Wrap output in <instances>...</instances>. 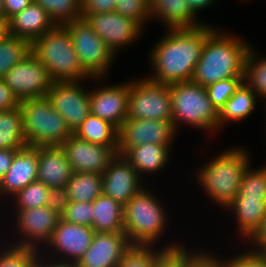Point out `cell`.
Wrapping results in <instances>:
<instances>
[{"mask_svg":"<svg viewBox=\"0 0 266 267\" xmlns=\"http://www.w3.org/2000/svg\"><path fill=\"white\" fill-rule=\"evenodd\" d=\"M215 29L205 23L192 28H168L150 50L153 73L147 78L168 85L192 81L205 41Z\"/></svg>","mask_w":266,"mask_h":267,"instance_id":"cell-1","label":"cell"},{"mask_svg":"<svg viewBox=\"0 0 266 267\" xmlns=\"http://www.w3.org/2000/svg\"><path fill=\"white\" fill-rule=\"evenodd\" d=\"M216 28L206 39L192 81L202 87L227 78L244 77L252 44Z\"/></svg>","mask_w":266,"mask_h":267,"instance_id":"cell-2","label":"cell"},{"mask_svg":"<svg viewBox=\"0 0 266 267\" xmlns=\"http://www.w3.org/2000/svg\"><path fill=\"white\" fill-rule=\"evenodd\" d=\"M246 147H232L220 152L198 168L196 180L207 196L226 209L236 198L240 183L247 167L252 164ZM198 172V173H197ZM224 207V208H222Z\"/></svg>","mask_w":266,"mask_h":267,"instance_id":"cell-3","label":"cell"},{"mask_svg":"<svg viewBox=\"0 0 266 267\" xmlns=\"http://www.w3.org/2000/svg\"><path fill=\"white\" fill-rule=\"evenodd\" d=\"M31 52L47 68L53 82L93 80L82 68L72 38L64 25H56L31 43Z\"/></svg>","mask_w":266,"mask_h":267,"instance_id":"cell-4","label":"cell"},{"mask_svg":"<svg viewBox=\"0 0 266 267\" xmlns=\"http://www.w3.org/2000/svg\"><path fill=\"white\" fill-rule=\"evenodd\" d=\"M147 188L145 186L124 205V233L131 244L156 246L170 222H167L165 205Z\"/></svg>","mask_w":266,"mask_h":267,"instance_id":"cell-5","label":"cell"},{"mask_svg":"<svg viewBox=\"0 0 266 267\" xmlns=\"http://www.w3.org/2000/svg\"><path fill=\"white\" fill-rule=\"evenodd\" d=\"M169 88L172 122L176 131L182 124L210 134L219 131L218 111L209 100L205 87L186 81L172 83Z\"/></svg>","mask_w":266,"mask_h":267,"instance_id":"cell-6","label":"cell"},{"mask_svg":"<svg viewBox=\"0 0 266 267\" xmlns=\"http://www.w3.org/2000/svg\"><path fill=\"white\" fill-rule=\"evenodd\" d=\"M27 146H60L73 132L45 97L20 101Z\"/></svg>","mask_w":266,"mask_h":267,"instance_id":"cell-7","label":"cell"},{"mask_svg":"<svg viewBox=\"0 0 266 267\" xmlns=\"http://www.w3.org/2000/svg\"><path fill=\"white\" fill-rule=\"evenodd\" d=\"M68 29L73 47L83 70L91 78H105L115 63L116 55L92 30L85 18L64 24Z\"/></svg>","mask_w":266,"mask_h":267,"instance_id":"cell-8","label":"cell"},{"mask_svg":"<svg viewBox=\"0 0 266 267\" xmlns=\"http://www.w3.org/2000/svg\"><path fill=\"white\" fill-rule=\"evenodd\" d=\"M139 79L129 81L127 118L172 121L169 85Z\"/></svg>","mask_w":266,"mask_h":267,"instance_id":"cell-9","label":"cell"},{"mask_svg":"<svg viewBox=\"0 0 266 267\" xmlns=\"http://www.w3.org/2000/svg\"><path fill=\"white\" fill-rule=\"evenodd\" d=\"M13 211L16 218V220L12 219L16 224V227H13L17 233H15V236L13 235V239L7 238V241L10 240L9 243L13 245L32 247L41 252L43 247L51 240L54 229L61 218L59 204L44 205L31 209H15L11 213Z\"/></svg>","mask_w":266,"mask_h":267,"instance_id":"cell-10","label":"cell"},{"mask_svg":"<svg viewBox=\"0 0 266 267\" xmlns=\"http://www.w3.org/2000/svg\"><path fill=\"white\" fill-rule=\"evenodd\" d=\"M95 233L92 227L66 222L60 218L51 240L40 254L57 261L77 263L90 247Z\"/></svg>","mask_w":266,"mask_h":267,"instance_id":"cell-11","label":"cell"},{"mask_svg":"<svg viewBox=\"0 0 266 267\" xmlns=\"http://www.w3.org/2000/svg\"><path fill=\"white\" fill-rule=\"evenodd\" d=\"M2 79L19 101L45 97L53 83L47 68L32 52L10 69Z\"/></svg>","mask_w":266,"mask_h":267,"instance_id":"cell-12","label":"cell"},{"mask_svg":"<svg viewBox=\"0 0 266 267\" xmlns=\"http://www.w3.org/2000/svg\"><path fill=\"white\" fill-rule=\"evenodd\" d=\"M84 81L53 82L46 95L73 133L91 113L90 89Z\"/></svg>","mask_w":266,"mask_h":267,"instance_id":"cell-13","label":"cell"},{"mask_svg":"<svg viewBox=\"0 0 266 267\" xmlns=\"http://www.w3.org/2000/svg\"><path fill=\"white\" fill-rule=\"evenodd\" d=\"M172 121L151 119H125L118 129L117 154L141 144H162L169 149L177 136Z\"/></svg>","mask_w":266,"mask_h":267,"instance_id":"cell-14","label":"cell"},{"mask_svg":"<svg viewBox=\"0 0 266 267\" xmlns=\"http://www.w3.org/2000/svg\"><path fill=\"white\" fill-rule=\"evenodd\" d=\"M83 18L116 56L117 51L136 43L143 35L144 27L117 12L86 14Z\"/></svg>","mask_w":266,"mask_h":267,"instance_id":"cell-15","label":"cell"},{"mask_svg":"<svg viewBox=\"0 0 266 267\" xmlns=\"http://www.w3.org/2000/svg\"><path fill=\"white\" fill-rule=\"evenodd\" d=\"M73 172L102 173L117 155L118 147H107L70 136L61 145Z\"/></svg>","mask_w":266,"mask_h":267,"instance_id":"cell-16","label":"cell"},{"mask_svg":"<svg viewBox=\"0 0 266 267\" xmlns=\"http://www.w3.org/2000/svg\"><path fill=\"white\" fill-rule=\"evenodd\" d=\"M142 180L144 179L123 155L117 154L102 173L103 194L124 206L144 188L145 183Z\"/></svg>","mask_w":266,"mask_h":267,"instance_id":"cell-17","label":"cell"},{"mask_svg":"<svg viewBox=\"0 0 266 267\" xmlns=\"http://www.w3.org/2000/svg\"><path fill=\"white\" fill-rule=\"evenodd\" d=\"M92 90V91H91ZM90 90L91 114L110 122L119 129L127 119L129 80L116 85L95 86Z\"/></svg>","mask_w":266,"mask_h":267,"instance_id":"cell-18","label":"cell"},{"mask_svg":"<svg viewBox=\"0 0 266 267\" xmlns=\"http://www.w3.org/2000/svg\"><path fill=\"white\" fill-rule=\"evenodd\" d=\"M130 245L125 233L96 232L78 267H117Z\"/></svg>","mask_w":266,"mask_h":267,"instance_id":"cell-19","label":"cell"},{"mask_svg":"<svg viewBox=\"0 0 266 267\" xmlns=\"http://www.w3.org/2000/svg\"><path fill=\"white\" fill-rule=\"evenodd\" d=\"M37 171L38 147L26 146L19 149L8 172L0 179V197L5 196L4 198L11 200L21 189L37 180Z\"/></svg>","mask_w":266,"mask_h":267,"instance_id":"cell-20","label":"cell"},{"mask_svg":"<svg viewBox=\"0 0 266 267\" xmlns=\"http://www.w3.org/2000/svg\"><path fill=\"white\" fill-rule=\"evenodd\" d=\"M37 180L58 195L71 179L73 170L61 146L38 147Z\"/></svg>","mask_w":266,"mask_h":267,"instance_id":"cell-21","label":"cell"},{"mask_svg":"<svg viewBox=\"0 0 266 267\" xmlns=\"http://www.w3.org/2000/svg\"><path fill=\"white\" fill-rule=\"evenodd\" d=\"M8 25L9 34L23 38L30 43L56 26L48 13L34 1L11 17Z\"/></svg>","mask_w":266,"mask_h":267,"instance_id":"cell-22","label":"cell"},{"mask_svg":"<svg viewBox=\"0 0 266 267\" xmlns=\"http://www.w3.org/2000/svg\"><path fill=\"white\" fill-rule=\"evenodd\" d=\"M151 20L158 19L166 28H192L204 22L199 21L189 7L187 0H149Z\"/></svg>","mask_w":266,"mask_h":267,"instance_id":"cell-23","label":"cell"},{"mask_svg":"<svg viewBox=\"0 0 266 267\" xmlns=\"http://www.w3.org/2000/svg\"><path fill=\"white\" fill-rule=\"evenodd\" d=\"M226 210L235 215L234 219L238 225L236 229L238 228V236H241L240 240L249 242L261 228L263 218L266 216V201L252 198H235Z\"/></svg>","mask_w":266,"mask_h":267,"instance_id":"cell-24","label":"cell"},{"mask_svg":"<svg viewBox=\"0 0 266 267\" xmlns=\"http://www.w3.org/2000/svg\"><path fill=\"white\" fill-rule=\"evenodd\" d=\"M171 149L162 144H141L128 149L123 157L134 167L138 175L154 174L169 164Z\"/></svg>","mask_w":266,"mask_h":267,"instance_id":"cell-25","label":"cell"},{"mask_svg":"<svg viewBox=\"0 0 266 267\" xmlns=\"http://www.w3.org/2000/svg\"><path fill=\"white\" fill-rule=\"evenodd\" d=\"M102 194V175L73 172L71 179L59 194V201L93 202Z\"/></svg>","mask_w":266,"mask_h":267,"instance_id":"cell-26","label":"cell"},{"mask_svg":"<svg viewBox=\"0 0 266 267\" xmlns=\"http://www.w3.org/2000/svg\"><path fill=\"white\" fill-rule=\"evenodd\" d=\"M258 100V96L243 82L218 112L219 132L228 123L250 117Z\"/></svg>","mask_w":266,"mask_h":267,"instance_id":"cell-27","label":"cell"},{"mask_svg":"<svg viewBox=\"0 0 266 267\" xmlns=\"http://www.w3.org/2000/svg\"><path fill=\"white\" fill-rule=\"evenodd\" d=\"M92 203L94 213L92 228L95 232L124 233V206L121 203L104 194Z\"/></svg>","mask_w":266,"mask_h":267,"instance_id":"cell-28","label":"cell"},{"mask_svg":"<svg viewBox=\"0 0 266 267\" xmlns=\"http://www.w3.org/2000/svg\"><path fill=\"white\" fill-rule=\"evenodd\" d=\"M73 135L93 144L118 147V129L110 122L91 113L75 130Z\"/></svg>","mask_w":266,"mask_h":267,"instance_id":"cell-29","label":"cell"},{"mask_svg":"<svg viewBox=\"0 0 266 267\" xmlns=\"http://www.w3.org/2000/svg\"><path fill=\"white\" fill-rule=\"evenodd\" d=\"M26 146L20 107L0 110V149H23Z\"/></svg>","mask_w":266,"mask_h":267,"instance_id":"cell-30","label":"cell"},{"mask_svg":"<svg viewBox=\"0 0 266 267\" xmlns=\"http://www.w3.org/2000/svg\"><path fill=\"white\" fill-rule=\"evenodd\" d=\"M169 244L167 242V245H164L160 250L159 247L156 249L154 245L131 244L117 263V267H157L159 257L167 249H178L184 245L177 241L174 242V240Z\"/></svg>","mask_w":266,"mask_h":267,"instance_id":"cell-31","label":"cell"},{"mask_svg":"<svg viewBox=\"0 0 266 267\" xmlns=\"http://www.w3.org/2000/svg\"><path fill=\"white\" fill-rule=\"evenodd\" d=\"M14 209H31L44 205L59 204V195L39 180L29 183L10 200ZM14 202V204L12 203Z\"/></svg>","mask_w":266,"mask_h":267,"instance_id":"cell-32","label":"cell"},{"mask_svg":"<svg viewBox=\"0 0 266 267\" xmlns=\"http://www.w3.org/2000/svg\"><path fill=\"white\" fill-rule=\"evenodd\" d=\"M31 52V43L8 34L0 40V78Z\"/></svg>","mask_w":266,"mask_h":267,"instance_id":"cell-33","label":"cell"},{"mask_svg":"<svg viewBox=\"0 0 266 267\" xmlns=\"http://www.w3.org/2000/svg\"><path fill=\"white\" fill-rule=\"evenodd\" d=\"M251 46L247 54L244 83L258 96L266 100V57H258L256 49Z\"/></svg>","mask_w":266,"mask_h":267,"instance_id":"cell-34","label":"cell"},{"mask_svg":"<svg viewBox=\"0 0 266 267\" xmlns=\"http://www.w3.org/2000/svg\"><path fill=\"white\" fill-rule=\"evenodd\" d=\"M40 5L56 25H64L82 16L81 0H33Z\"/></svg>","mask_w":266,"mask_h":267,"instance_id":"cell-35","label":"cell"},{"mask_svg":"<svg viewBox=\"0 0 266 267\" xmlns=\"http://www.w3.org/2000/svg\"><path fill=\"white\" fill-rule=\"evenodd\" d=\"M250 164L245 170L236 198H252L266 201V165L253 169Z\"/></svg>","mask_w":266,"mask_h":267,"instance_id":"cell-36","label":"cell"},{"mask_svg":"<svg viewBox=\"0 0 266 267\" xmlns=\"http://www.w3.org/2000/svg\"><path fill=\"white\" fill-rule=\"evenodd\" d=\"M39 254L38 249L13 245L5 241L0 248V267H29L39 257Z\"/></svg>","mask_w":266,"mask_h":267,"instance_id":"cell-37","label":"cell"},{"mask_svg":"<svg viewBox=\"0 0 266 267\" xmlns=\"http://www.w3.org/2000/svg\"><path fill=\"white\" fill-rule=\"evenodd\" d=\"M61 219L92 227L94 213L92 202L59 201Z\"/></svg>","mask_w":266,"mask_h":267,"instance_id":"cell-38","label":"cell"},{"mask_svg":"<svg viewBox=\"0 0 266 267\" xmlns=\"http://www.w3.org/2000/svg\"><path fill=\"white\" fill-rule=\"evenodd\" d=\"M243 82L244 77L227 78L206 87L209 100L218 112Z\"/></svg>","mask_w":266,"mask_h":267,"instance_id":"cell-39","label":"cell"},{"mask_svg":"<svg viewBox=\"0 0 266 267\" xmlns=\"http://www.w3.org/2000/svg\"><path fill=\"white\" fill-rule=\"evenodd\" d=\"M115 12L137 21L142 27L151 21L149 0H116Z\"/></svg>","mask_w":266,"mask_h":267,"instance_id":"cell-40","label":"cell"},{"mask_svg":"<svg viewBox=\"0 0 266 267\" xmlns=\"http://www.w3.org/2000/svg\"><path fill=\"white\" fill-rule=\"evenodd\" d=\"M218 258L222 267H266V254L251 248L231 258L221 257L220 254Z\"/></svg>","mask_w":266,"mask_h":267,"instance_id":"cell-41","label":"cell"},{"mask_svg":"<svg viewBox=\"0 0 266 267\" xmlns=\"http://www.w3.org/2000/svg\"><path fill=\"white\" fill-rule=\"evenodd\" d=\"M186 244L181 248L166 250L158 259L157 267H185V265L199 252L187 250ZM197 251V252H196Z\"/></svg>","mask_w":266,"mask_h":267,"instance_id":"cell-42","label":"cell"},{"mask_svg":"<svg viewBox=\"0 0 266 267\" xmlns=\"http://www.w3.org/2000/svg\"><path fill=\"white\" fill-rule=\"evenodd\" d=\"M82 16L86 14L115 12L116 0H81Z\"/></svg>","mask_w":266,"mask_h":267,"instance_id":"cell-43","label":"cell"},{"mask_svg":"<svg viewBox=\"0 0 266 267\" xmlns=\"http://www.w3.org/2000/svg\"><path fill=\"white\" fill-rule=\"evenodd\" d=\"M185 267H222L218 255L200 250Z\"/></svg>","mask_w":266,"mask_h":267,"instance_id":"cell-44","label":"cell"},{"mask_svg":"<svg viewBox=\"0 0 266 267\" xmlns=\"http://www.w3.org/2000/svg\"><path fill=\"white\" fill-rule=\"evenodd\" d=\"M19 105V99L0 78V110L13 109L19 107Z\"/></svg>","mask_w":266,"mask_h":267,"instance_id":"cell-45","label":"cell"},{"mask_svg":"<svg viewBox=\"0 0 266 267\" xmlns=\"http://www.w3.org/2000/svg\"><path fill=\"white\" fill-rule=\"evenodd\" d=\"M32 2L33 0H3L4 17L9 20Z\"/></svg>","mask_w":266,"mask_h":267,"instance_id":"cell-46","label":"cell"},{"mask_svg":"<svg viewBox=\"0 0 266 267\" xmlns=\"http://www.w3.org/2000/svg\"><path fill=\"white\" fill-rule=\"evenodd\" d=\"M249 241L247 244H251L250 248L253 250L264 251L266 249V216L263 218L261 228Z\"/></svg>","mask_w":266,"mask_h":267,"instance_id":"cell-47","label":"cell"},{"mask_svg":"<svg viewBox=\"0 0 266 267\" xmlns=\"http://www.w3.org/2000/svg\"><path fill=\"white\" fill-rule=\"evenodd\" d=\"M19 149H0V179L8 172Z\"/></svg>","mask_w":266,"mask_h":267,"instance_id":"cell-48","label":"cell"},{"mask_svg":"<svg viewBox=\"0 0 266 267\" xmlns=\"http://www.w3.org/2000/svg\"><path fill=\"white\" fill-rule=\"evenodd\" d=\"M187 1L189 7L196 15L199 13V11L201 12L202 10L208 7L210 8L211 7L210 5L217 2L216 0H187Z\"/></svg>","mask_w":266,"mask_h":267,"instance_id":"cell-49","label":"cell"},{"mask_svg":"<svg viewBox=\"0 0 266 267\" xmlns=\"http://www.w3.org/2000/svg\"><path fill=\"white\" fill-rule=\"evenodd\" d=\"M45 267H78L77 263L62 262L45 257Z\"/></svg>","mask_w":266,"mask_h":267,"instance_id":"cell-50","label":"cell"},{"mask_svg":"<svg viewBox=\"0 0 266 267\" xmlns=\"http://www.w3.org/2000/svg\"><path fill=\"white\" fill-rule=\"evenodd\" d=\"M9 34L8 20L4 16H0V40Z\"/></svg>","mask_w":266,"mask_h":267,"instance_id":"cell-51","label":"cell"},{"mask_svg":"<svg viewBox=\"0 0 266 267\" xmlns=\"http://www.w3.org/2000/svg\"><path fill=\"white\" fill-rule=\"evenodd\" d=\"M29 267H45V257L39 254V257Z\"/></svg>","mask_w":266,"mask_h":267,"instance_id":"cell-52","label":"cell"},{"mask_svg":"<svg viewBox=\"0 0 266 267\" xmlns=\"http://www.w3.org/2000/svg\"><path fill=\"white\" fill-rule=\"evenodd\" d=\"M0 16H4L3 0H0Z\"/></svg>","mask_w":266,"mask_h":267,"instance_id":"cell-53","label":"cell"}]
</instances>
